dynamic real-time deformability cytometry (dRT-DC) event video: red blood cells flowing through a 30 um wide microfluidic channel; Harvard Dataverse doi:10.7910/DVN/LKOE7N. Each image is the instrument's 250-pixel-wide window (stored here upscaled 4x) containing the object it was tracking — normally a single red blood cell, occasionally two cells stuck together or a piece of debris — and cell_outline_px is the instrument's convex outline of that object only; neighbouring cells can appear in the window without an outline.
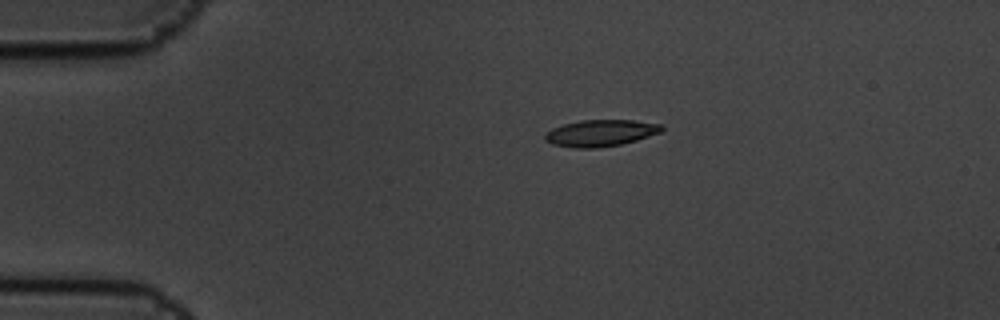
{"species": "common noctule bat (a hibernating species)", "species_latin": "Nyctalus noctula", "temperature_condition": "cold", "stored_images_in_passage": 2, "camera_frame_rate_fps": 3000, "um_per_image_px": 0.085, "animal": {"sex": "male", "body_mass_g": 19.5, "forearm_length_mm": 54.6}, "frame": {"image": 1, "passage_image": 1, "time_ms": 0.0, "image_size_px": [1000, 320], "cell_outline_px": [[664, 128], [660, 132], [636, 140], [620, 144], [596, 148], [572, 148], [552, 144], [544, 140], [544, 136], [552, 128], [564, 124], [580, 120], [632, 120], [664, 124]], "centroid_in_image_um": [51.04, 11.3], "position_along_channel_um": 34.0, "area_um2": 18.09}}